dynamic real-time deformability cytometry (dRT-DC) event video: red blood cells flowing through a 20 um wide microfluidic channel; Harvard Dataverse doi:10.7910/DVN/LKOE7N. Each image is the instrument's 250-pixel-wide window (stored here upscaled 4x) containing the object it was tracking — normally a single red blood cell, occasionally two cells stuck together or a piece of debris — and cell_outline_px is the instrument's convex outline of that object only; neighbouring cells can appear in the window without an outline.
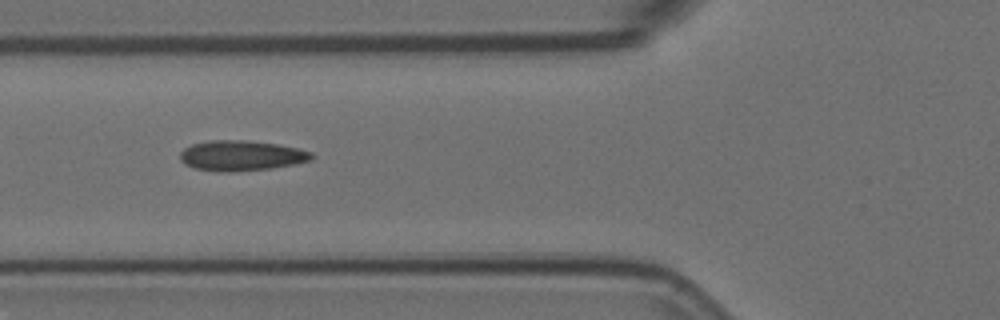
{"species": "Egyptian fruit bat (a non-hibernating species)", "species_latin": "Rousettus aegyptiacus", "temperature_condition": "room temperature", "stored_images_in_passage": 7, "camera_frame_rate_fps": 3000, "um_per_image_px": 0.085, "animal": {"sex": "female"}, "frame": {"image": 1, "passage_image": 3, "time_ms": 0.667, "image_size_px": [1000, 320], "cell_outline_px": [[312, 160], [272, 168], [232, 172], [216, 172], [196, 168], [184, 164], [180, 160], [180, 152], [184, 148], [192, 144], [208, 140], [248, 140], [276, 144], [296, 148], [312, 152]], "centroid_in_image_um": [20.46, 13.23], "position_along_channel_um": 105.3, "area_um2": 23.24}}
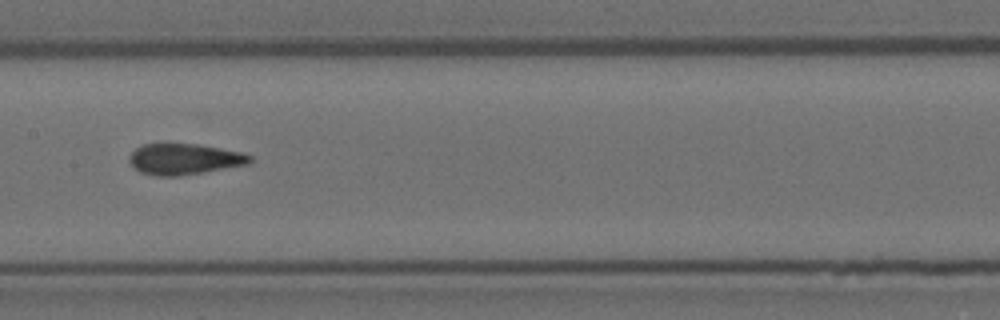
{"frame": {"image": 2, "passage_image": 5, "time_ms": 1.333, "image_size_px": [1000, 320], "cell_outline_px": [[252, 160], [248, 164], [176, 176], [156, 176], [140, 172], [128, 160], [128, 156], [136, 148], [144, 144], [168, 140], [196, 144], [220, 148], [240, 152], [252, 156]], "centroid_in_image_um": [15.59, 13.47], "position_along_channel_um": 191.8, "area_um2": 22.14}}
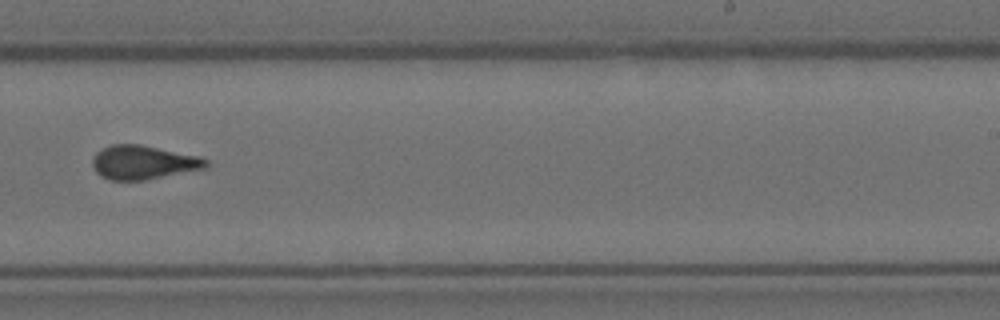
{"frame": {"image": 3, "passage_image": 7, "time_ms": 2.0, "image_size_px": [1000, 320], "cell_outline_px": [[208, 164], [204, 168], [144, 180], [108, 180], [100, 176], [96, 172], [92, 164], [92, 160], [96, 152], [112, 144], [140, 144], [200, 156], [208, 160]], "centroid_in_image_um": [12.15, 13.8], "position_along_channel_um": 276.8, "area_um2": 22.31}}